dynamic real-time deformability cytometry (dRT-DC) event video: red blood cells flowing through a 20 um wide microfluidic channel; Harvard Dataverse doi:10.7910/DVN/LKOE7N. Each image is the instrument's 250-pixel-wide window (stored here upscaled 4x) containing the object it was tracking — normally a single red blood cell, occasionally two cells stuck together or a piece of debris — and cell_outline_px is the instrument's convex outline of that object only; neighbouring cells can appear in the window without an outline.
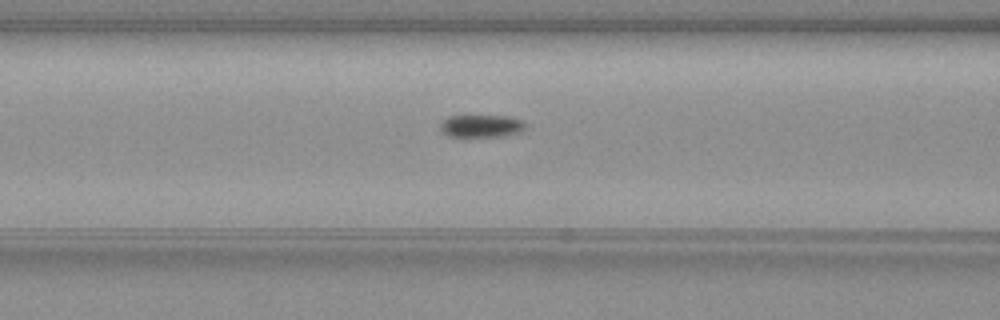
{"species": "common noctule bat (a hibernating species)", "species_latin": "Nyctalus noctula", "temperature_condition": "warm", "stored_images_in_passage": 42, "camera_frame_rate_fps": 3000, "um_per_image_px": 0.085, "animal": {"sex": "female", "body_mass_g": 19.3, "forearm_length_mm": 54.1}, "frame": {"image": 1, "passage_image": 10, "time_ms": 3.0, "image_size_px": [1000, 320], "cell_outline_px": [[524, 128], [520, 132], [492, 136], [448, 136], [440, 128], [440, 120], [448, 116], [508, 116], [524, 120]], "centroid_in_image_um": [40.87, 10.68], "position_along_channel_um": 125.7, "area_um2": 10.98}}
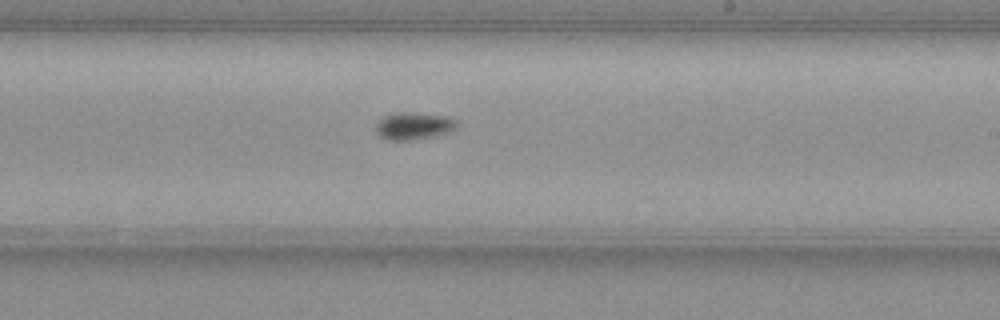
{"frame": {"image": 2, "passage_image": 20, "time_ms": 6.333, "image_size_px": [1000, 320], "cell_outline_px": [[456, 124], [452, 128], [444, 132], [428, 136], [408, 140], [388, 140], [380, 136], [376, 132], [376, 120], [384, 116], [396, 112], [412, 112], [448, 116], [456, 120]], "centroid_in_image_um": [35.05, 10.67], "position_along_channel_um": 253.9, "area_um2": 12.54}}
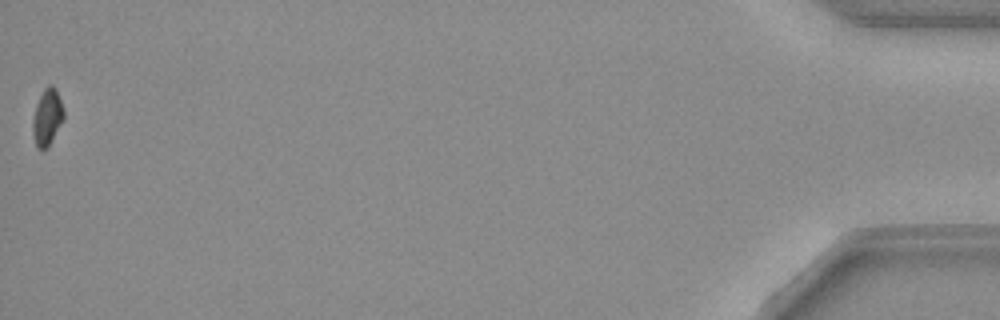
{"frame": {"image": 3, "passage_image": 42, "time_ms": 13.667, "image_size_px": [1000, 320], "cell_outline_px": [[64, 116], [48, 148], [44, 152], [36, 148], [32, 132], [32, 120], [36, 104], [44, 88], [48, 84], [52, 84], [56, 88], [64, 112]], "centroid_in_image_um": [3.98, 9.99], "position_along_channel_um": 431.2, "area_um2": 10.35}, "authors_computed_cell_mechanics": {"area_um2": 10.8953, "velocity_mm_per_s": 3.8525, "shape_relaxation_time_tau1_ms": 2.8547, "shape_relaxation_time_tau2_ms": null, "deformation_change_tau1": 0.1155, "deformation_change_tau2": null}}